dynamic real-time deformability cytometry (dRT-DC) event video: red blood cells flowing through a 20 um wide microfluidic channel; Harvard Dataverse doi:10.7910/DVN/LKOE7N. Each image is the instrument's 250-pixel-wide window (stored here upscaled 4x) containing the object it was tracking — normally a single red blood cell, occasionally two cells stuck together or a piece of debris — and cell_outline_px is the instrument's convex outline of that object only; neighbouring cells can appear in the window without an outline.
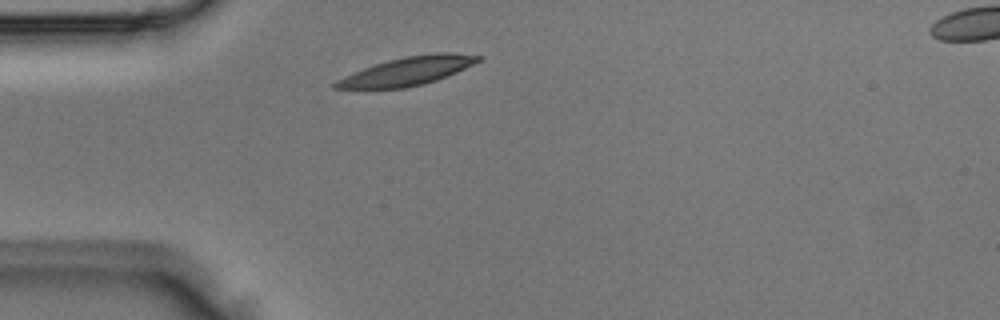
{"species": "Egyptian fruit bat (a non-hibernating species)", "species_latin": "Rousettus aegyptiacus", "temperature_condition": "room temperature", "stored_images_in_passage": 1, "camera_frame_rate_fps": 3000, "um_per_image_px": 0.085, "animal": {"sex": "male"}, "frame": {"image": 1, "passage_image": 1, "time_ms": 0.0, "image_size_px": [1000, 320], "cell_outline_px": [[484, 56], [480, 60], [456, 72], [436, 80], [404, 88], [332, 88], [332, 84], [336, 80], [364, 68], [388, 60], [408, 56], [436, 52], [452, 52]], "centroid_in_image_um": [34.65, 6.03], "position_along_channel_um": 50.3, "area_um2": 23.06}}